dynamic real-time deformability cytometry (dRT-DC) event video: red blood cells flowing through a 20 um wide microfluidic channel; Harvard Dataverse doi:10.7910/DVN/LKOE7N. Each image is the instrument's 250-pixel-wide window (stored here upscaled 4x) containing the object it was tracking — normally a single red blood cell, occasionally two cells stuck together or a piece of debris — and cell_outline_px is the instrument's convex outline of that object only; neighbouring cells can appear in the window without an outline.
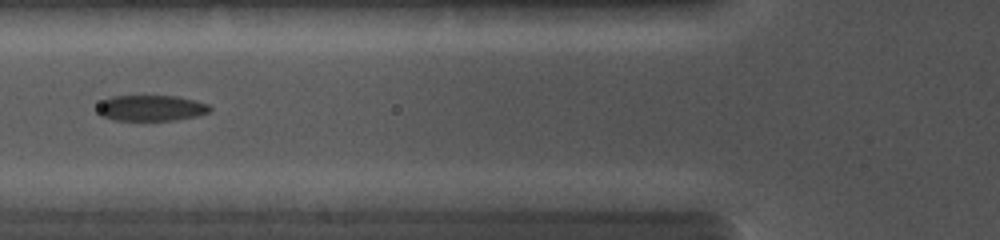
{"species": "common noctule bat (a hibernating species)", "species_latin": "Nyctalus noctula", "temperature_condition": "cold", "stored_images_in_passage": 23, "camera_frame_rate_fps": 5000, "um_per_image_px": 0.085, "animal": {"sex": "female", "body_mass_g": 19.0, "forearm_length_mm": 56.7}, "frame": {"image": 1, "passage_image": 4, "time_ms": 2.4, "image_size_px": [1000, 240], "cell_outline_px": [[212, 108], [208, 112], [196, 116], [176, 120], [112, 120], [100, 116], [96, 112], [96, 108], [104, 100], [112, 96], [176, 96], [208, 104]], "centroid_in_image_um": [12.79, 9.19], "position_along_channel_um": 113.0, "area_um2": 16.88}}
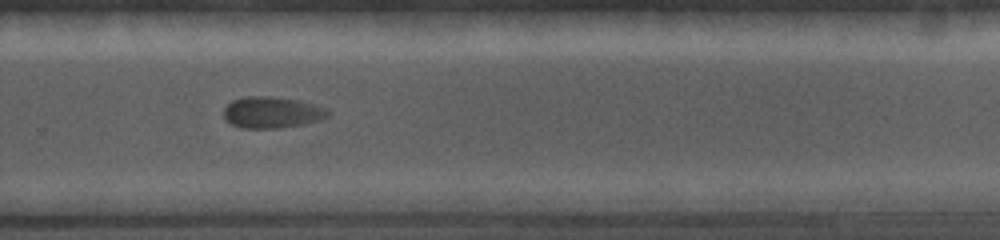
{"frame": {"image": 2, "passage_image": 15, "time_ms": 6.8, "image_size_px": [1000, 240], "cell_outline_px": [[332, 112], [328, 116], [320, 120], [304, 124], [280, 128], [240, 128], [224, 120], [224, 108], [232, 100], [248, 96], [268, 96], [296, 100], [328, 108]], "centroid_in_image_um": [23.12, 9.56], "position_along_channel_um": 306.7, "area_um2": 19.13}}
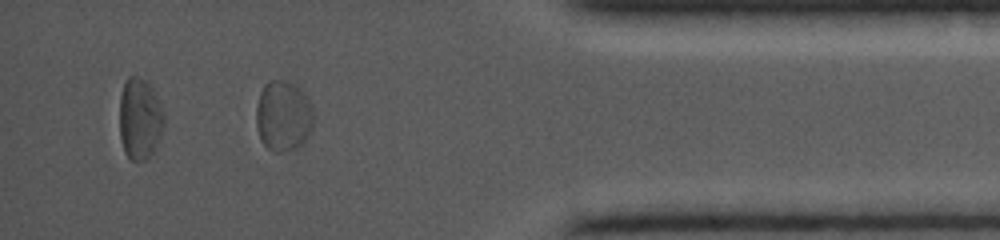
{"frame": {"image": 3, "passage_image": 21, "time_ms": 9.6, "image_size_px": [1000, 240], "cell_outline_px": [[312, 128], [308, 136], [296, 148], [284, 152], [276, 152], [268, 148], [260, 140], [256, 124], [256, 104], [260, 92], [264, 84], [272, 80], [284, 80], [300, 88], [304, 92], [312, 104]], "centroid_in_image_um": [24.06, 9.85], "position_along_channel_um": 411.1, "area_um2": 23.7}}